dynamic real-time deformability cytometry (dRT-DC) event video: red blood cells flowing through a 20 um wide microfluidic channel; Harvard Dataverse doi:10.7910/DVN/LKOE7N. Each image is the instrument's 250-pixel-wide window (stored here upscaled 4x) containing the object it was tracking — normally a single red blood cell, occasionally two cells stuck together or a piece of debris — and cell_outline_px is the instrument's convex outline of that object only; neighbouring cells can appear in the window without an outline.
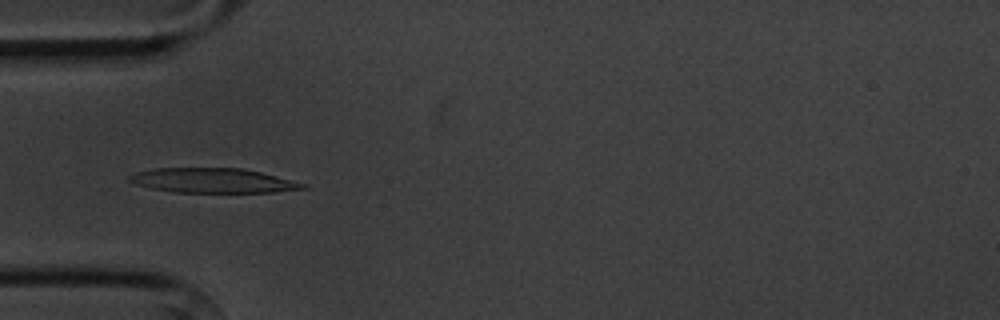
{"species": "common noctule bat (a hibernating species)", "species_latin": "Nyctalus noctula", "temperature_condition": "cold", "stored_images_in_passage": 9, "camera_frame_rate_fps": 3000, "um_per_image_px": 0.085, "animal": {"sex": "male", "body_mass_g": 20.1, "forearm_length_mm": 53.5}, "frame": {"image": 1, "passage_image": 3, "time_ms": 2.333, "image_size_px": [1000, 320], "cell_outline_px": [[308, 188], [272, 192], [172, 192], [152, 188], [136, 184], [128, 180], [128, 176], [136, 172], [152, 168], [240, 168], [260, 172], [308, 184]], "centroid_in_image_um": [18.09, 15.34], "position_along_channel_um": 66.9, "area_um2": 24.8}}
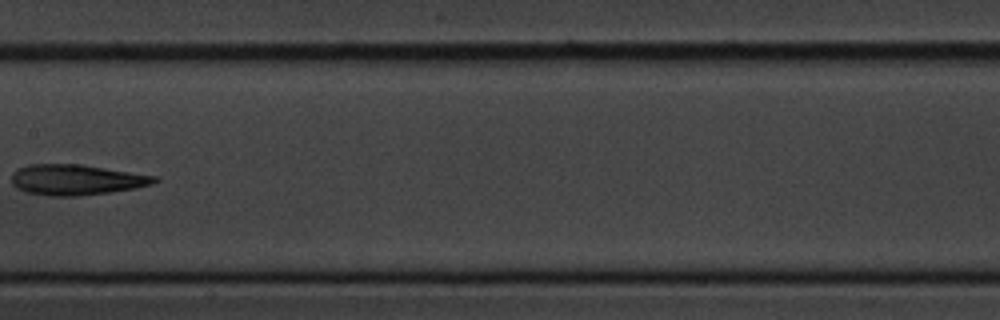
{"frame": {"image": 2, "passage_image": 6, "time_ms": 6.0, "image_size_px": [1000, 320], "cell_outline_px": [[160, 180], [152, 184], [136, 188], [108, 192], [76, 196], [48, 196], [24, 192], [16, 188], [12, 184], [12, 172], [16, 168], [28, 164], [80, 164], [160, 176]], "centroid_in_image_um": [6.48, 15.27], "position_along_channel_um": 200.9, "area_um2": 25.78}}
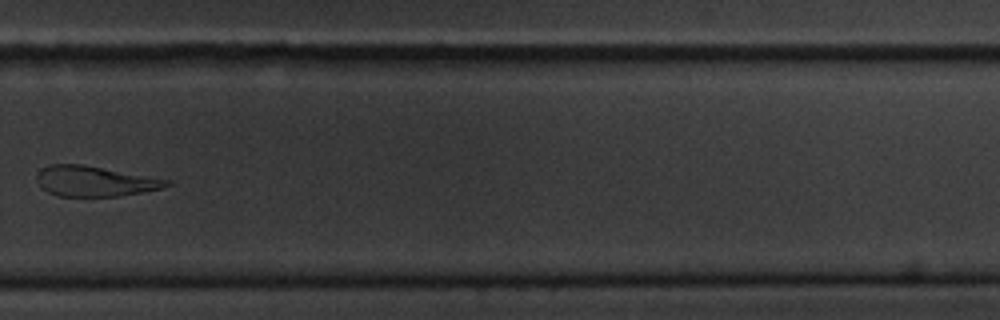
{"frame": {"image": 3, "passage_image": 9, "time_ms": 9.333, "image_size_px": [1000, 320], "cell_outline_px": [[172, 184], [160, 188], [140, 192], [116, 196], [56, 196], [48, 192], [36, 180], [36, 176], [40, 168], [48, 164], [84, 164], [172, 180]], "centroid_in_image_um": [8.03, 15.38], "position_along_channel_um": 321.8, "area_um2": 22.95}}